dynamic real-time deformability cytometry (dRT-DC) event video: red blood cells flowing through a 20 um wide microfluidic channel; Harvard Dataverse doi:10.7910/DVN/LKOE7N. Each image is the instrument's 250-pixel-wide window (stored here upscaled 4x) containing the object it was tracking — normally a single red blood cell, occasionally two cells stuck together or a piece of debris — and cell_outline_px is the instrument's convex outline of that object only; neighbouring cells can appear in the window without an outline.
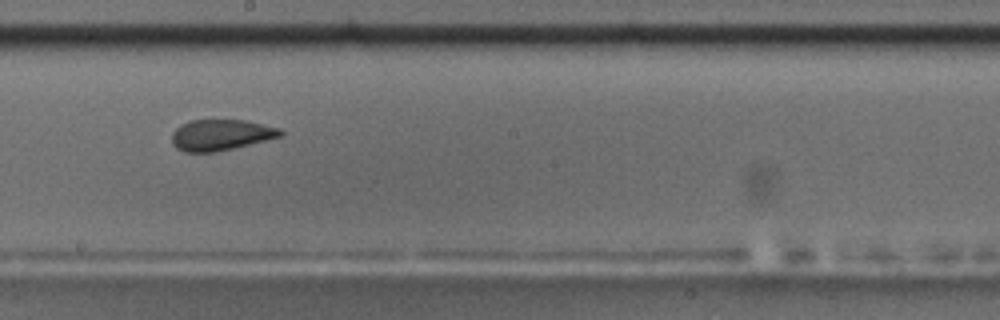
{"species": "common noctule bat (a hibernating species)", "species_latin": "Nyctalus noctula", "temperature_condition": "room temperature", "stored_images_in_passage": 53, "camera_frame_rate_fps": 3000, "um_per_image_px": 0.085, "animal": {"sex": "male", "body_mass_g": 17.5, "forearm_length_mm": 52.3}, "frame": {"image": 1, "passage_image": 31, "time_ms": 10.0, "image_size_px": [1000, 320], "cell_outline_px": [[284, 132], [280, 136], [216, 152], [184, 152], [176, 148], [172, 144], [172, 132], [180, 124], [192, 120], [248, 120], [280, 128]], "centroid_in_image_um": [18.73, 11.46], "position_along_channel_um": 229.5, "area_um2": 19.54}, "authors_computed_cell_mechanics": {"area_um2": 20.519, "velocity_mm_per_s": 3.718, "shape_relaxation_time_tau1_ms": null, "shape_relaxation_time_tau2_ms": 2.0062, "deformation_change_tau1": null, "deformation_change_tau2": 0.0642}}